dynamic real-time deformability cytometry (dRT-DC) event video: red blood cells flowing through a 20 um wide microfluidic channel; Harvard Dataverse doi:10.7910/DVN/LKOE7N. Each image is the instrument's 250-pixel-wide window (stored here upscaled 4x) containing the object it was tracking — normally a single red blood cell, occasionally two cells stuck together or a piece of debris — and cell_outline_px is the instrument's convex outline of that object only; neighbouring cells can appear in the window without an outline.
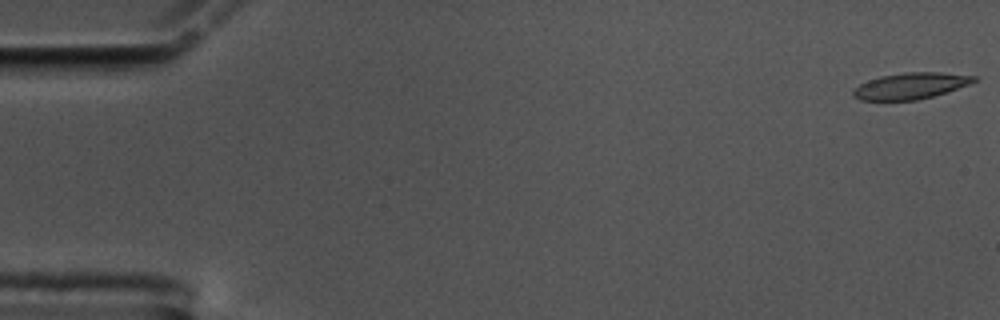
{"species": "common noctule bat (a hibernating species)", "species_latin": "Nyctalus noctula", "temperature_condition": "cold", "stored_images_in_passage": 58, "camera_frame_rate_fps": 3000, "um_per_image_px": 0.085, "animal": {"sex": "male", "body_mass_g": 17.5, "forearm_length_mm": 52.3}, "frame": {"image": 1, "passage_image": 1, "time_ms": 0.0, "image_size_px": [1000, 320], "cell_outline_px": [[976, 80], [968, 84], [932, 96], [916, 100], [860, 100], [852, 96], [852, 92], [860, 84], [868, 80], [880, 76], [904, 72], [940, 72], [976, 76]], "centroid_in_image_um": [77.35, 7.29], "position_along_channel_um": 7.6, "area_um2": 18.21}}
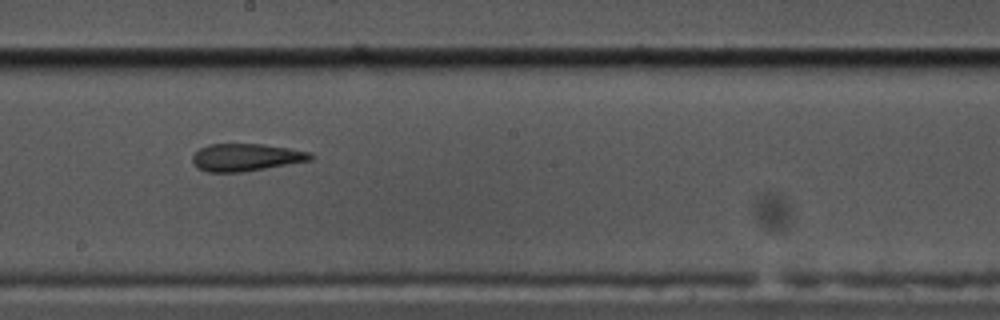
{"frame": {"image": 2, "passage_image": 32, "time_ms": 10.333, "image_size_px": [1000, 320], "cell_outline_px": [[316, 156], [312, 160], [244, 172], [208, 172], [196, 168], [192, 160], [192, 156], [200, 148], [208, 144], [264, 144], [312, 152]], "centroid_in_image_um": [20.93, 13.37], "position_along_channel_um": 227.3, "area_um2": 19.07}}
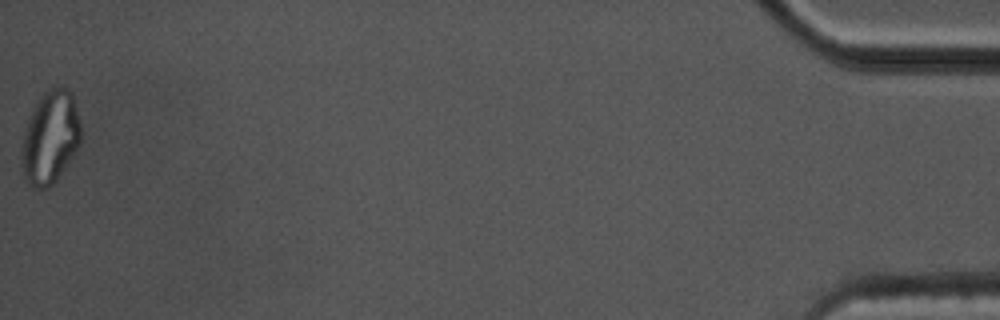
{"frame": {"image": 3, "passage_image": 58, "time_ms": 19.0, "image_size_px": [1000, 320], "cell_outline_px": [[80, 144], [56, 180], [48, 188], [32, 188], [24, 180], [20, 152], [24, 132], [32, 108], [40, 96], [52, 84], [64, 84], [72, 92], [80, 120]], "centroid_in_image_um": [4.26, 11.62], "position_along_channel_um": 430.9, "area_um2": 32.66}, "authors_computed_cell_mechanics": {"area_um2": 19.2185, "velocity_mm_per_s": 3.4824, "shape_relaxation_time_tau1_ms": null, "shape_relaxation_time_tau2_ms": 2.0145, "deformation_change_tau1": null, "deformation_change_tau2": 0.089}}